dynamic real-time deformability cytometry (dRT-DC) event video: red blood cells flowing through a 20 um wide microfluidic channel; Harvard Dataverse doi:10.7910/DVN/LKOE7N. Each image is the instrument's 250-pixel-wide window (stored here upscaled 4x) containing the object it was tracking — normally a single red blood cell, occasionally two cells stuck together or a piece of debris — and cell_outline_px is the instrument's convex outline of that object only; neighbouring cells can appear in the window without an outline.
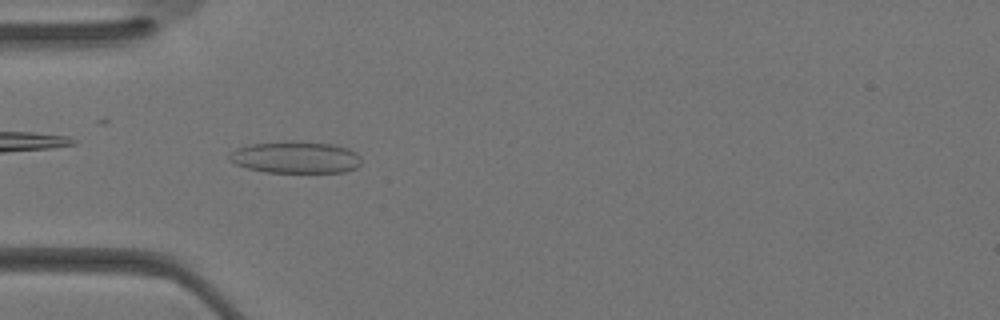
{"species": "Egyptian fruit bat (a non-hibernating species)", "species_latin": "Rousettus aegyptiacus", "temperature_condition": "warm", "stored_images_in_passage": 34, "camera_frame_rate_fps": 3000, "um_per_image_px": 0.085, "animal": {"sex": "female"}, "frame": {"image": 1, "passage_image": 10, "time_ms": 3.0, "image_size_px": [1000, 320], "cell_outline_px": [[360, 164], [356, 168], [344, 172], [264, 172], [248, 168], [236, 164], [228, 160], [228, 156], [236, 148], [252, 144], [284, 140], [292, 140], [332, 144], [348, 148], [356, 152], [360, 156]], "centroid_in_image_um": [25.12, 13.36], "position_along_channel_um": 59.9, "area_um2": 24.74}}
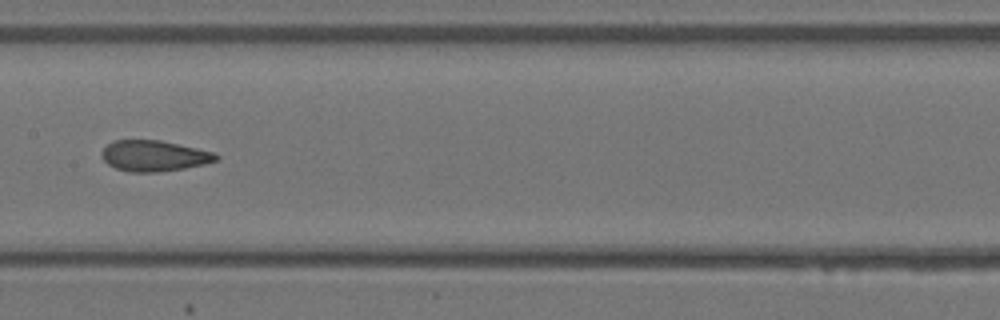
{"frame": {"image": 2, "passage_image": 17, "time_ms": 5.333, "image_size_px": [1000, 320], "cell_outline_px": [[220, 156], [216, 160], [204, 164], [184, 168], [156, 172], [128, 172], [116, 168], [108, 164], [100, 156], [100, 152], [112, 140], [160, 140], [216, 152]], "centroid_in_image_um": [13.08, 13.24], "position_along_channel_um": 194.3, "area_um2": 20.63}}
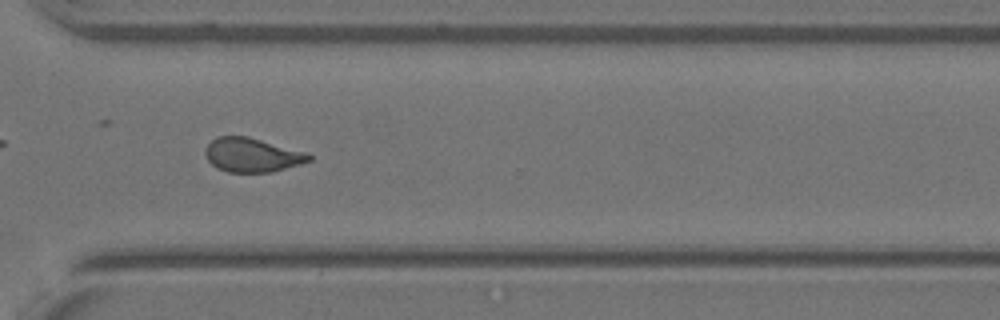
{"frame": {"image": 3, "passage_image": 25, "time_ms": 8.0, "image_size_px": [1000, 320], "cell_outline_px": [[312, 160], [300, 164], [272, 172], [228, 172], [216, 168], [208, 160], [204, 152], [204, 148], [216, 136], [248, 136], [304, 152], [312, 156]], "centroid_in_image_um": [21.39, 13.17], "position_along_channel_um": 349.2, "area_um2": 20.52}}